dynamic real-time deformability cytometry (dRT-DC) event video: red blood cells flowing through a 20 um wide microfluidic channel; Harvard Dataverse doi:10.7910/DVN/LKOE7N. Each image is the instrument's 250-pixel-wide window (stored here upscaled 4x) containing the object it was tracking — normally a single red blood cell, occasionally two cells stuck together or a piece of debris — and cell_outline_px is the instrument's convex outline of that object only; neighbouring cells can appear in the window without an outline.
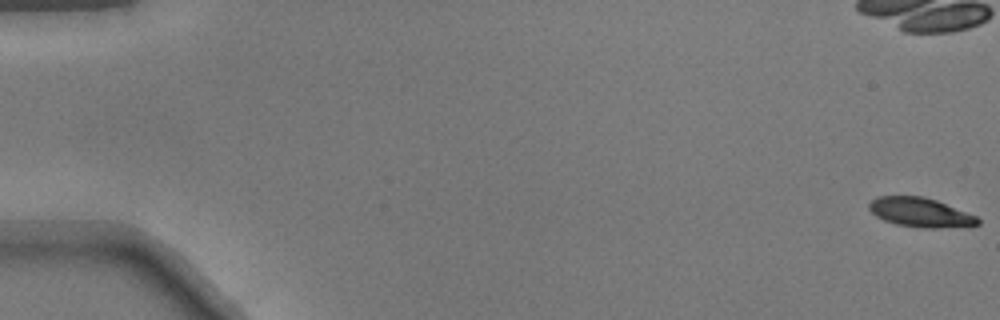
{"species": "common noctule bat (a hibernating species)", "species_latin": "Nyctalus noctula", "temperature_condition": "warm", "stored_images_in_passage": 52, "camera_frame_rate_fps": 3000, "um_per_image_px": 0.085, "animal": {"sex": "male", "body_mass_g": 17.9}, "frame": {"image": 1, "passage_image": 1, "time_ms": 0.0, "image_size_px": [1000, 320], "cell_outline_px": [[980, 224], [936, 228], [920, 228], [896, 224], [884, 220], [876, 216], [868, 208], [868, 204], [872, 200], [880, 196], [924, 196], [936, 200], [976, 216], [980, 220]], "centroid_in_image_um": [78.19, 18.05], "position_along_channel_um": 6.8, "area_um2": 18.32}}